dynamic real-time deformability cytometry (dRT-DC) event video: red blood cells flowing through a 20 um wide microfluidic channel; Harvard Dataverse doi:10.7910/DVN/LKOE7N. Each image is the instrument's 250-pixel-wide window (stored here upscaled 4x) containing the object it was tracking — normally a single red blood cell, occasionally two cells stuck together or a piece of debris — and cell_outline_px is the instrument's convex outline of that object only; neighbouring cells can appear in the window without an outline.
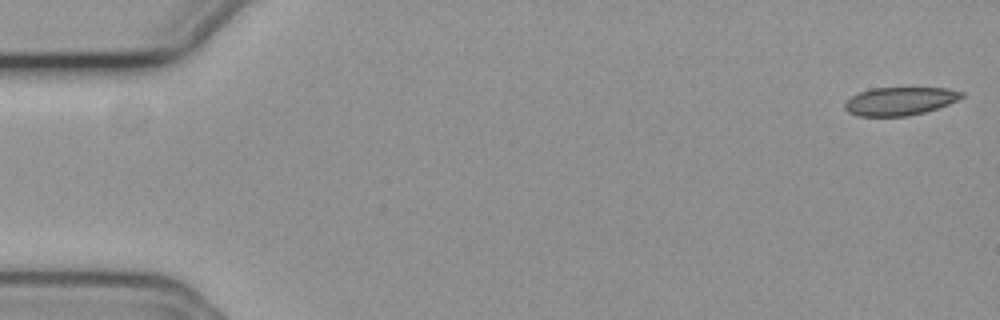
{"species": "common noctule bat (a hibernating species)", "species_latin": "Nyctalus noctula", "temperature_condition": "cold", "stored_images_in_passage": 56, "camera_frame_rate_fps": 3000, "um_per_image_px": 0.085, "animal": {"sex": "female", "body_mass_g": 19.3, "forearm_length_mm": 54.1}, "frame": {"image": 1, "passage_image": 1, "time_ms": 0.0, "image_size_px": [1000, 320], "cell_outline_px": [[964, 96], [948, 104], [924, 112], [908, 116], [856, 116], [848, 112], [844, 108], [844, 104], [852, 96], [860, 92], [872, 88], [948, 88], [964, 92]], "centroid_in_image_um": [76.48, 8.6], "position_along_channel_um": 8.5, "area_um2": 19.07}}
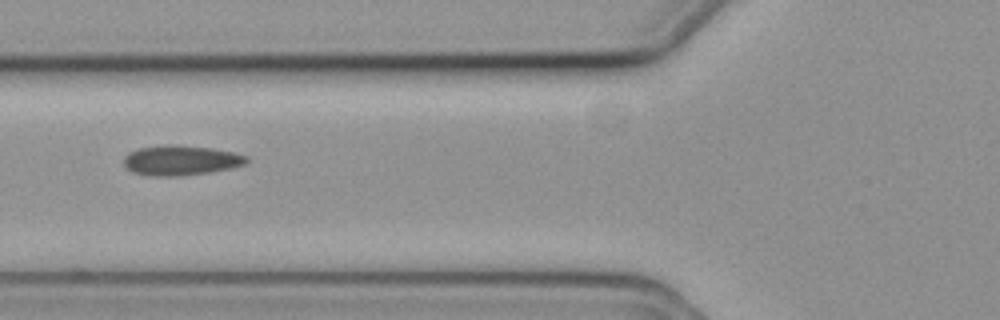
{"frame": {"image": 2, "passage_image": 21, "time_ms": 6.667, "image_size_px": [1000, 320], "cell_outline_px": [[248, 160], [244, 164], [232, 168], [208, 172], [176, 176], [156, 176], [132, 172], [124, 164], [124, 156], [128, 152], [140, 148], [172, 144], [176, 144], [212, 148], [232, 152], [248, 156]], "centroid_in_image_um": [15.37, 13.62], "position_along_channel_um": 110.4, "area_um2": 21.27}}
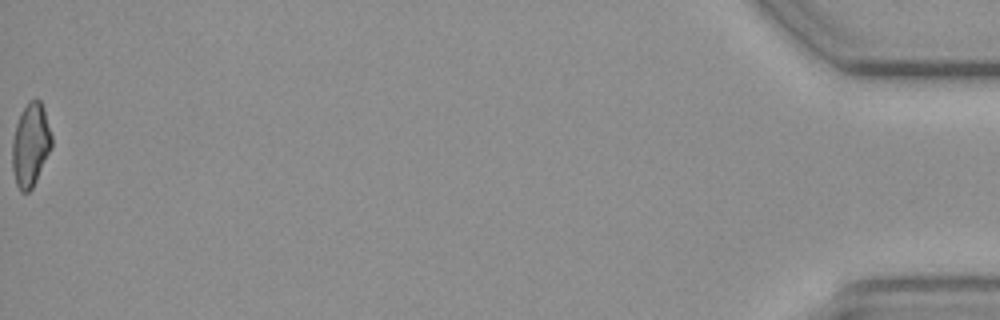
{"frame": {"image": 3, "passage_image": 56, "time_ms": 18.333, "image_size_px": [1000, 320], "cell_outline_px": [[52, 148], [32, 188], [28, 192], [20, 192], [16, 184], [12, 168], [12, 140], [16, 124], [28, 100], [36, 96], [40, 100], [44, 108], [52, 136]], "centroid_in_image_um": [2.6, 12.29], "position_along_channel_um": 432.6, "area_um2": 19.31}, "authors_computed_cell_mechanics": {"area_um2": 20.4034, "velocity_mm_per_s": 3.7014, "shape_relaxation_time_tau1_ms": null, "shape_relaxation_time_tau2_ms": 4.9111, "deformation_change_tau1": null, "deformation_change_tau2": 0.1145}}